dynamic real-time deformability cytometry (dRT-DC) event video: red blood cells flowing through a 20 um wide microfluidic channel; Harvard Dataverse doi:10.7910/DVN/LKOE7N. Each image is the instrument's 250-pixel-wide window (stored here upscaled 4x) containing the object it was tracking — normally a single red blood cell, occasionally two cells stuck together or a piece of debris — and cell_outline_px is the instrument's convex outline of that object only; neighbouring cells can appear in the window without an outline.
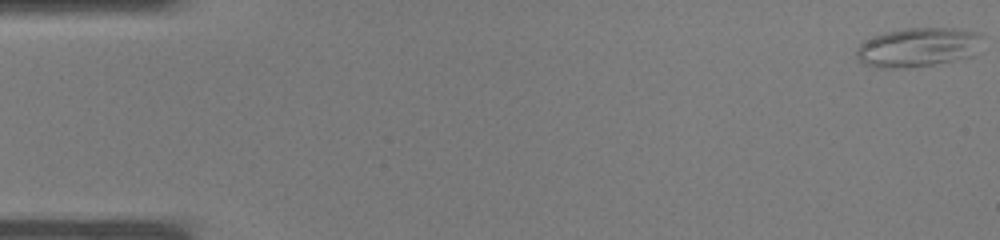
{"species": "common noctule bat (a hibernating species)", "species_latin": "Nyctalus noctula", "temperature_condition": "warm", "stored_images_in_passage": 38, "camera_frame_rate_fps": 3000, "um_per_image_px": 0.085, "animal": {"sex": "male", "body_mass_g": 19.0, "forearm_length_mm": 50.8}, "frame": {"image": 1, "passage_image": 1, "time_ms": 0.0, "image_size_px": [1000, 240], "cell_outline_px": [[980, 36], [972, 56], [912, 68], [872, 68], [864, 64], [856, 56], [856, 52], [860, 44], [864, 40], [884, 32], [904, 28], [956, 28], [980, 32]], "centroid_in_image_um": [77.94, 4.02], "position_along_channel_um": 7.1, "area_um2": 28.61}}
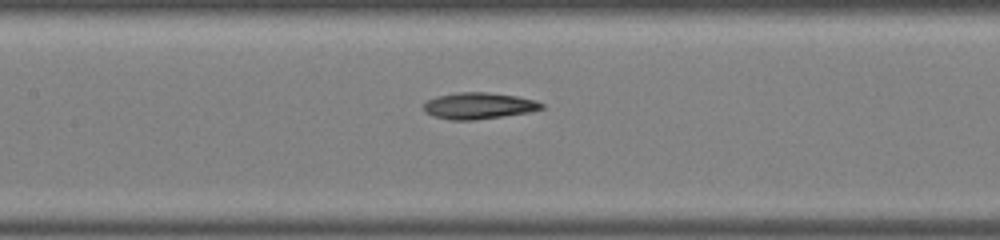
{"frame": {"image": 2, "passage_image": 18, "time_ms": 5.667, "image_size_px": [1000, 240], "cell_outline_px": [[544, 108], [528, 112], [472, 120], [448, 120], [432, 116], [424, 112], [424, 104], [428, 100], [436, 96], [460, 92], [488, 92], [516, 96], [536, 100], [544, 104]], "centroid_in_image_um": [40.66, 8.99], "position_along_channel_um": 166.7, "area_um2": 18.09}}
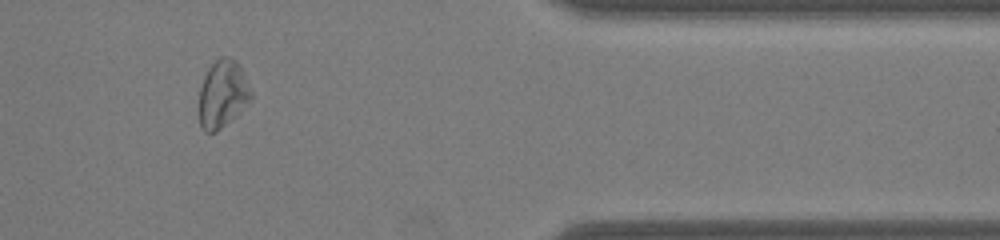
{"frame": {"image": 3, "passage_image": 32, "time_ms": 10.333, "image_size_px": [1000, 240], "cell_outline_px": [[252, 100], [216, 132], [204, 132], [200, 128], [200, 88], [204, 76], [208, 68], [220, 56], [228, 56], [236, 60], [240, 64], [244, 72], [252, 92]], "centroid_in_image_um": [18.94, 7.96], "position_along_channel_um": 392.5, "area_um2": 20.46}}